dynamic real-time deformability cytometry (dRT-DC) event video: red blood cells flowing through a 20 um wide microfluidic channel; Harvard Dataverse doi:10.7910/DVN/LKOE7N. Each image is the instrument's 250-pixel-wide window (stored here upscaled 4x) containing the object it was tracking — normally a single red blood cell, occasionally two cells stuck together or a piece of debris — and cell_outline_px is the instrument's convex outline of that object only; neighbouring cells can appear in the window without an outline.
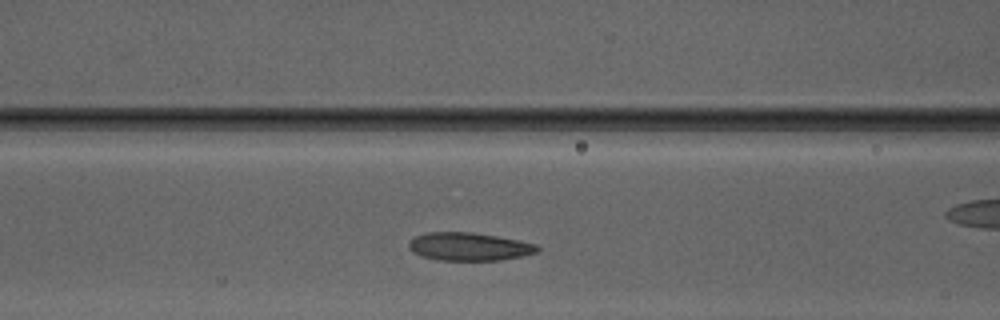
{"species": "Egyptian fruit bat (a non-hibernating species)", "species_latin": "Rousettus aegyptiacus", "temperature_condition": "warm", "stored_images_in_passage": 28, "camera_frame_rate_fps": 3000, "um_per_image_px": 0.085, "animal": {"sex": "male"}, "frame": {"image": 1, "passage_image": 8, "time_ms": 2.333, "image_size_px": [1000, 320], "cell_outline_px": [[540, 248], [536, 252], [520, 256], [500, 260], [440, 260], [420, 256], [412, 252], [408, 248], [408, 244], [416, 236], [428, 232], [472, 232], [520, 240], [536, 244]], "centroid_in_image_um": [39.85, 20.96], "position_along_channel_um": 126.7, "area_um2": 20.92}}
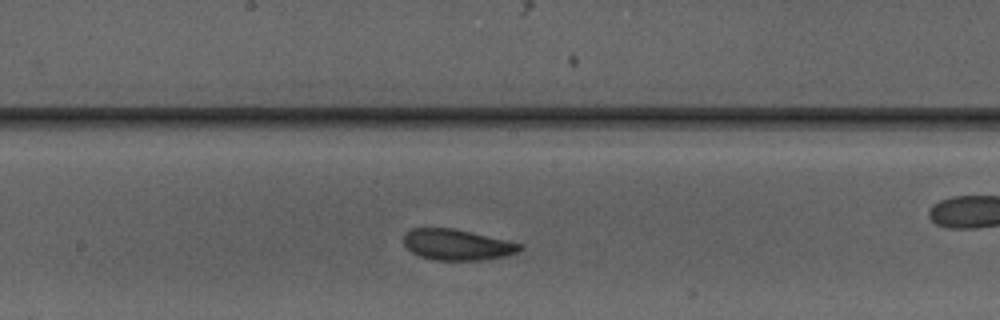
{"frame": {"image": 2, "passage_image": 14, "time_ms": 4.333, "image_size_px": [1000, 320], "cell_outline_px": [[524, 248], [516, 252], [504, 256], [480, 260], [432, 260], [420, 256], [412, 252], [404, 244], [404, 236], [412, 228], [452, 228], [504, 240], [520, 244]], "centroid_in_image_um": [38.81, 20.81], "position_along_channel_um": 209.4, "area_um2": 20.46}}
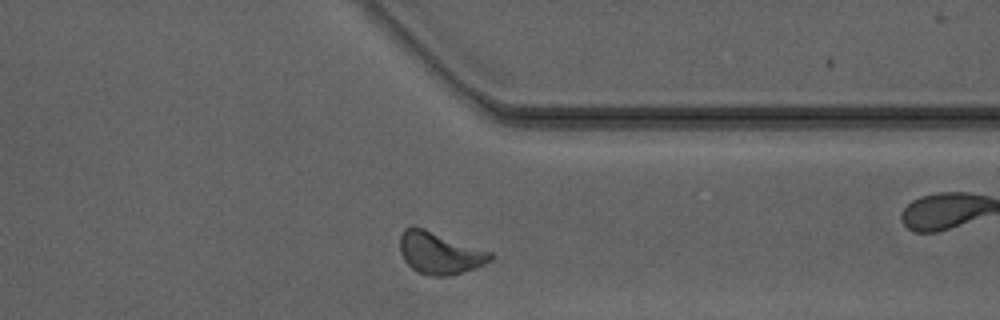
{"frame": {"image": 3, "passage_image": 26, "time_ms": 8.333, "image_size_px": [1000, 320], "cell_outline_px": [[496, 256], [492, 260], [476, 268], [464, 272], [448, 276], [428, 276], [416, 272], [404, 260], [400, 252], [400, 236], [404, 228], [412, 224], [424, 228], [492, 252]], "centroid_in_image_um": [37.37, 21.5], "position_along_channel_um": 374.0, "area_um2": 22.54}}